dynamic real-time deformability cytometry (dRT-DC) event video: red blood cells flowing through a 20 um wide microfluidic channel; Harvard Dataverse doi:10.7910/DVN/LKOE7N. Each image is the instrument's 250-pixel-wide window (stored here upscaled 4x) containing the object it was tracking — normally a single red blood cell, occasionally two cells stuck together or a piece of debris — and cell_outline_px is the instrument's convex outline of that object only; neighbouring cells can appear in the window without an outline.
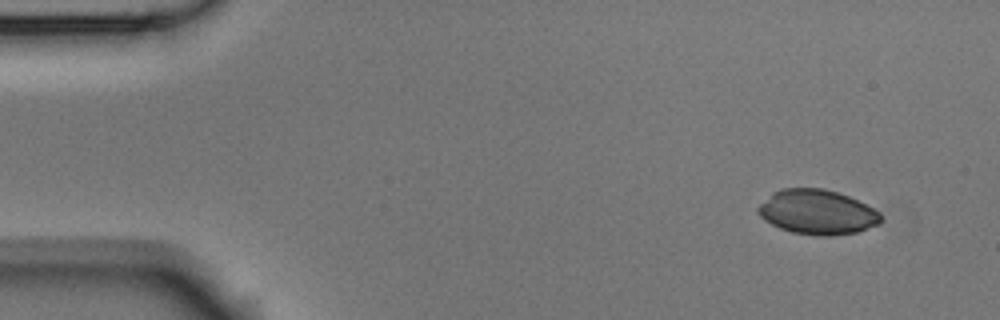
{"species": "Egyptian fruit bat (a non-hibernating species)", "species_latin": "Rousettus aegyptiacus", "temperature_condition": "room temperature", "stored_images_in_passage": 4, "camera_frame_rate_fps": 3000, "um_per_image_px": 0.085, "animal": {"sex": "male"}, "frame": {"image": 1, "passage_image": 1, "time_ms": 0.0, "image_size_px": [1000, 320], "cell_outline_px": [[880, 224], [856, 232], [832, 236], [816, 236], [792, 232], [780, 228], [764, 220], [756, 212], [756, 208], [772, 192], [780, 188], [824, 188], [848, 196], [880, 212]], "centroid_in_image_um": [69.42, 18.03], "position_along_channel_um": 15.6, "area_um2": 31.96}}
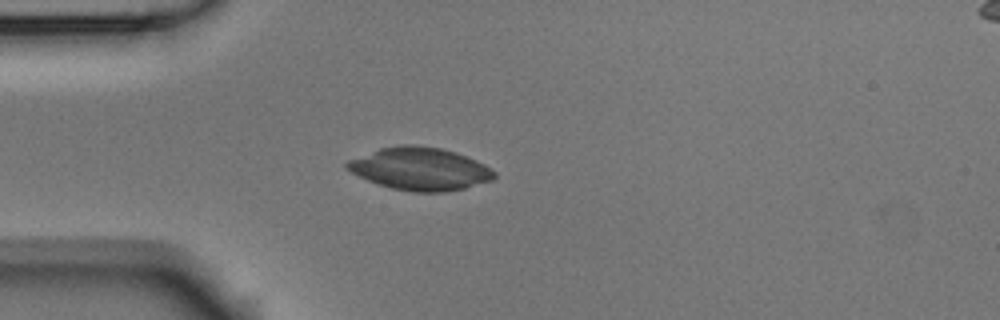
{"frame": {"image": 2, "passage_image": 4, "time_ms": 1.0, "image_size_px": [1000, 320], "cell_outline_px": [[496, 176], [492, 180], [464, 188], [444, 192], [412, 192], [392, 188], [368, 180], [344, 168], [344, 164], [348, 160], [380, 148], [400, 144], [416, 144], [440, 148], [456, 152], [476, 160], [484, 164], [496, 172]], "centroid_in_image_um": [35.7, 14.34], "position_along_channel_um": 49.3, "area_um2": 36.59}}